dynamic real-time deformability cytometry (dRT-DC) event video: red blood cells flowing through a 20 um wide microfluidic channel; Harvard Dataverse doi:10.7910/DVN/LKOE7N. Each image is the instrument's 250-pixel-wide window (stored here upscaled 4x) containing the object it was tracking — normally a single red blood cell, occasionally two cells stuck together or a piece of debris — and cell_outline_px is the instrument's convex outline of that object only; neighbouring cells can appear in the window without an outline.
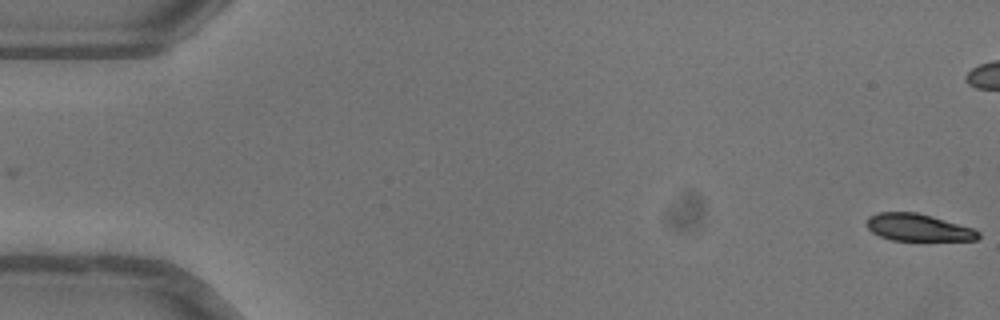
{"species": "common noctule bat (a hibernating species)", "species_latin": "Nyctalus noctula", "temperature_condition": "warm", "stored_images_in_passage": 6, "camera_frame_rate_fps": 3000, "um_per_image_px": 0.085, "animal": {"sex": "female"}, "frame": {"image": 1, "passage_image": 1, "time_ms": 0.0, "image_size_px": [1000, 320], "cell_outline_px": [[980, 236], [976, 240], [892, 240], [880, 236], [872, 232], [868, 228], [868, 216], [880, 212], [916, 212], [972, 228], [980, 232]], "centroid_in_image_um": [78.03, 19.34], "position_along_channel_um": 7.0, "area_um2": 17.34}}